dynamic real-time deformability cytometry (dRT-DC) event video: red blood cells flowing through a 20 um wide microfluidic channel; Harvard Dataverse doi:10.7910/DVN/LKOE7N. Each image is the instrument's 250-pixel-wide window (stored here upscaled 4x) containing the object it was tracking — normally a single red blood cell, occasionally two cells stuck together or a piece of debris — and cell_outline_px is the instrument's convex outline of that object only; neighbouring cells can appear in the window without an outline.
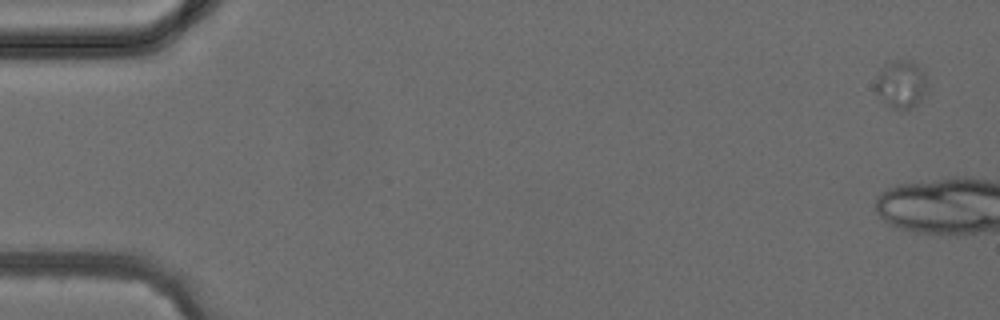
{"species": "common noctule bat (a hibernating species)", "species_latin": "Nyctalus noctula", "temperature_condition": "cold", "stored_images_in_passage": 5, "camera_frame_rate_fps": 3000, "um_per_image_px": 0.085, "animal": {"sex": "female", "body_mass_g": 24.6, "forearm_length_mm": 56.2}, "frame": {"image": 1, "passage_image": 1, "time_ms": 0.0, "image_size_px": [1000, 320], "cell_outline_px": [[928, 84], [924, 96], [916, 104], [908, 108], [892, 108], [876, 92], [876, 76], [884, 64], [896, 60], [912, 60], [924, 72], [928, 80]], "centroid_in_image_um": [76.62, 7.11], "position_along_channel_um": 8.4, "area_um2": 14.28}}